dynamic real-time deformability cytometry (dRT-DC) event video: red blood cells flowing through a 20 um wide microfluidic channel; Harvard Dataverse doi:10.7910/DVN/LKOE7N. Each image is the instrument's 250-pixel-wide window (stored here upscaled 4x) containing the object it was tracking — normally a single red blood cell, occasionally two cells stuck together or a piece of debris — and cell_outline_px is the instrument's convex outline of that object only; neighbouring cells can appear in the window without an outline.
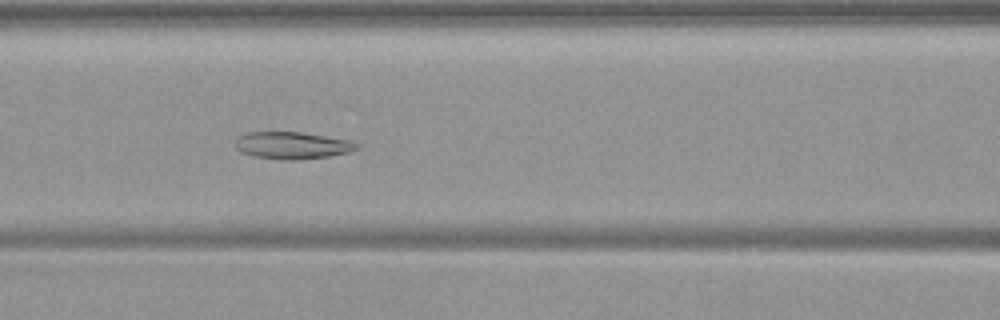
{"species": "common noctule bat (a hibernating species)", "species_latin": "Nyctalus noctula", "temperature_condition": "warm", "stored_images_in_passage": 42, "segment_of_instrument_passage": [1, 2], "camera_frame_rate_fps": 3000, "um_per_image_px": 0.085, "animal": {"sex": "female", "body_mass_g": 19.9}, "frame": {"image": 1, "passage_image": 21, "time_ms": 6.667, "image_size_px": [1000, 320], "cell_outline_px": [[360, 148], [348, 152], [328, 156], [292, 160], [288, 160], [256, 156], [240, 152], [236, 148], [236, 140], [240, 136], [248, 132], [300, 132], [348, 140], [360, 144]], "centroid_in_image_um": [24.85, 12.35], "position_along_channel_um": 141.7, "area_um2": 18.84}}
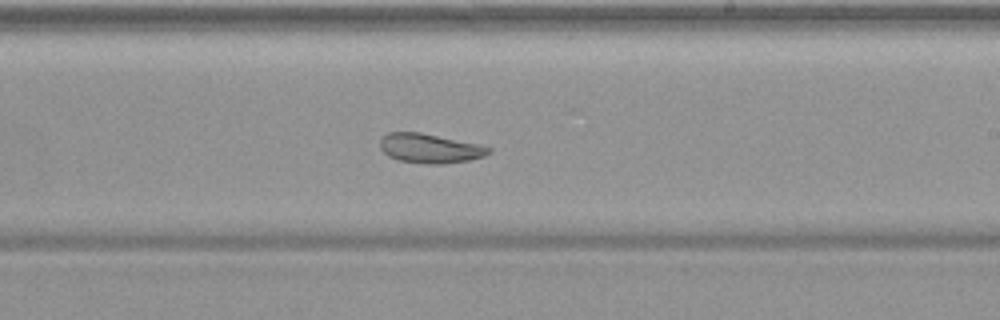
{"frame": {"image": 2, "passage_image": 30, "time_ms": 9.667, "image_size_px": [1000, 320], "cell_outline_px": [[492, 152], [484, 156], [468, 160], [444, 164], [428, 164], [396, 160], [388, 156], [380, 148], [380, 140], [388, 132], [420, 132], [476, 144], [492, 148]], "centroid_in_image_um": [36.51, 12.62], "position_along_channel_um": 252.5, "area_um2": 18.5}}
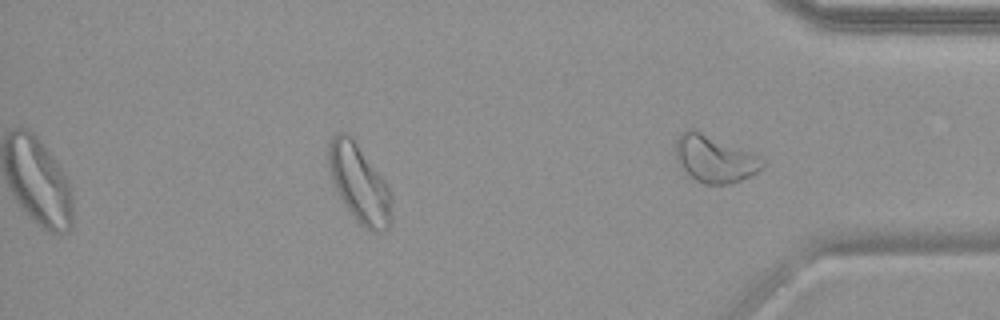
{"frame": {"image": 3, "passage_image": 40, "time_ms": 13.0, "image_size_px": [1000, 320], "cell_outline_px": [[392, 220], [388, 228], [384, 232], [372, 232], [364, 228], [356, 220], [344, 204], [332, 180], [328, 164], [328, 144], [332, 136], [336, 132], [348, 132], [384, 180], [392, 196]], "centroid_in_image_um": [30.55, 15.62], "position_along_channel_um": 404.7, "area_um2": 28.67}}